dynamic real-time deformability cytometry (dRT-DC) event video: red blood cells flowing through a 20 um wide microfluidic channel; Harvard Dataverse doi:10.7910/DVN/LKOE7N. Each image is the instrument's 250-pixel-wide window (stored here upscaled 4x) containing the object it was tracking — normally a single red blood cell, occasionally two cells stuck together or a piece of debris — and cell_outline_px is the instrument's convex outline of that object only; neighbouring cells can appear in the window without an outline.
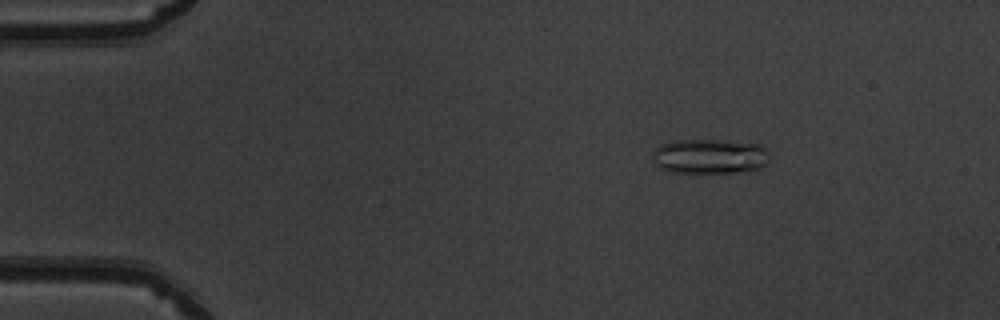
{"species": "common noctule bat (a hibernating species)", "species_latin": "Nyctalus noctula", "temperature_condition": "warm", "stored_images_in_passage": 51, "camera_frame_rate_fps": 3000, "um_per_image_px": 0.085, "animal": {"sex": "male", "body_mass_g": 19.5, "forearm_length_mm": 54.6}, "frame": {"image": 1, "passage_image": 8, "time_ms": 2.333, "image_size_px": [1000, 320], "cell_outline_px": [[768, 160], [760, 168], [732, 172], [672, 172], [660, 168], [652, 160], [652, 152], [660, 144], [676, 140], [720, 140], [760, 144], [764, 148], [768, 156]], "centroid_in_image_um": [60.27, 13.27], "position_along_channel_um": 24.7, "area_um2": 23.52}}
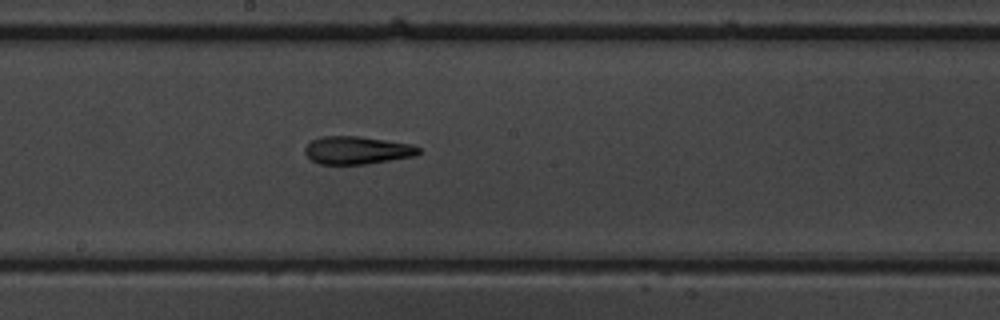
{"frame": {"image": 2, "passage_image": 28, "time_ms": 9.0, "image_size_px": [1000, 320], "cell_outline_px": [[420, 152], [416, 156], [368, 164], [320, 164], [312, 160], [304, 152], [304, 148], [312, 140], [320, 136], [360, 136], [412, 144], [420, 148]], "centroid_in_image_um": [30.37, 12.77], "position_along_channel_um": 217.8, "area_um2": 18.55}}
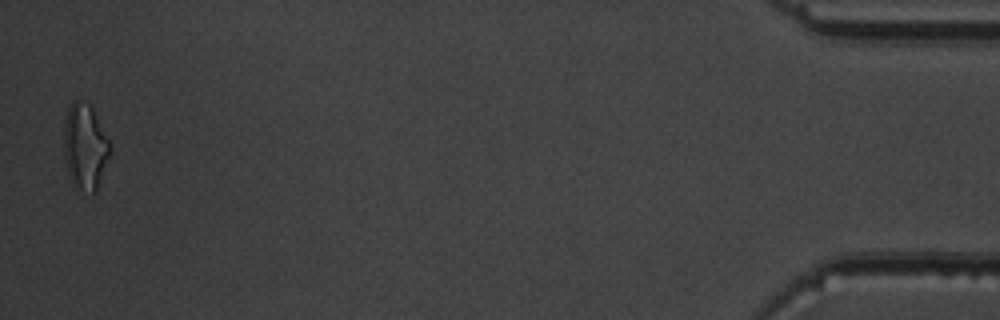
{"frame": {"image": 3, "passage_image": 50, "time_ms": 16.333, "image_size_px": [1000, 320], "cell_outline_px": [[112, 152], [96, 192], [92, 192], [80, 188], [72, 180], [68, 172], [64, 156], [64, 124], [68, 108], [76, 100], [80, 100], [88, 104], [92, 108], [108, 140]], "centroid_in_image_um": [7.24, 12.46], "position_along_channel_um": 428.0, "area_um2": 22.6}, "authors_computed_cell_mechanics": {"area_um2": 19.5942, "velocity_mm_per_s": 4.0545, "shape_relaxation_time_tau1_ms": null, "shape_relaxation_time_tau2_ms": 3.5545, "deformation_change_tau1": null, "deformation_change_tau2": 0.1564}}